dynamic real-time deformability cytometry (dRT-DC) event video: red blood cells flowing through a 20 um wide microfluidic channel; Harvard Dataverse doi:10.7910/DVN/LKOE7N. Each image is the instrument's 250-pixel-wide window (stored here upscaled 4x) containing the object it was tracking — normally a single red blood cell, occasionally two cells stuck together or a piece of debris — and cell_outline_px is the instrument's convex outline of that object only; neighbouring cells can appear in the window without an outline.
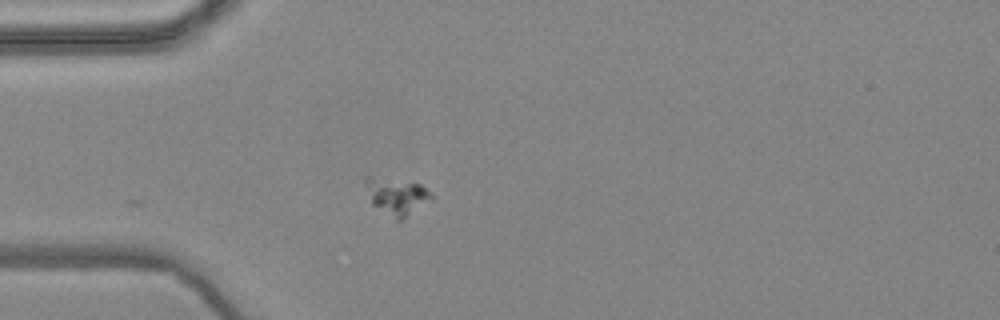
{"species": "common noctule bat (a hibernating species)", "species_latin": "Nyctalus noctula", "temperature_condition": "warm", "stored_images_in_passage": 33, "camera_frame_rate_fps": 3000, "um_per_image_px": 0.085, "animal": {"sex": "female", "body_mass_g": 24.6, "forearm_length_mm": 56.2}, "frame": {"image": 1, "passage_image": 1, "time_ms": 0.0, "image_size_px": [1000, 320], "cell_outline_px": [[436, 196], [400, 220], [396, 220], [372, 204], [364, 184], [364, 176], [368, 176], [420, 184]], "centroid_in_image_um": [33.69, 16.66], "position_along_channel_um": 51.3, "area_um2": 13.76}}
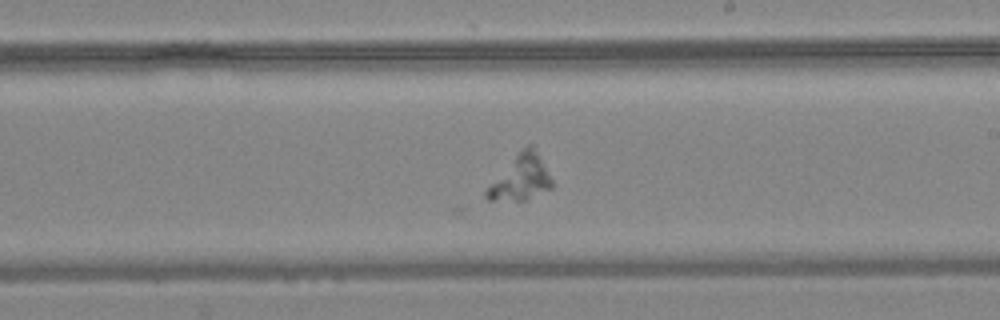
{"frame": {"image": 2, "passage_image": 19, "time_ms": 6.0, "image_size_px": [1000, 320], "cell_outline_px": [[552, 188], [524, 200], [488, 200], [484, 196], [484, 192], [516, 156], [528, 144], [532, 144], [552, 180]], "centroid_in_image_um": [44.28, 15.15], "position_along_channel_um": 244.7, "area_um2": 16.18}}
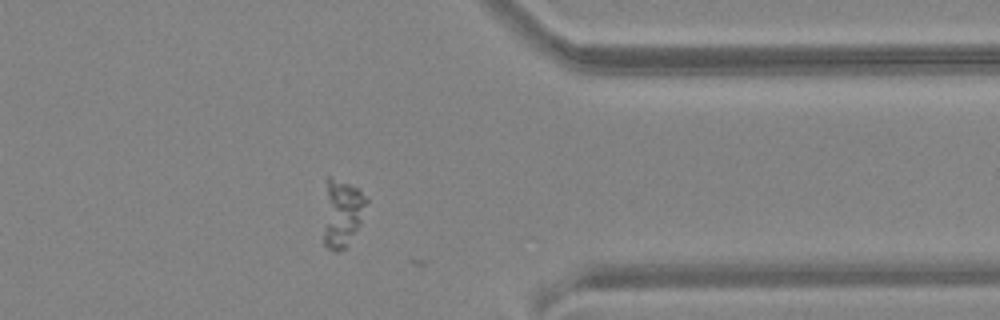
{"frame": {"image": 3, "passage_image": 32, "time_ms": 10.333, "image_size_px": [1000, 320], "cell_outline_px": [[368, 200], [360, 224], [344, 248], [336, 252], [332, 252], [324, 244], [324, 224], [328, 176], [352, 184]], "centroid_in_image_um": [29.07, 18.13], "position_along_channel_um": 382.3, "area_um2": 16.42}}